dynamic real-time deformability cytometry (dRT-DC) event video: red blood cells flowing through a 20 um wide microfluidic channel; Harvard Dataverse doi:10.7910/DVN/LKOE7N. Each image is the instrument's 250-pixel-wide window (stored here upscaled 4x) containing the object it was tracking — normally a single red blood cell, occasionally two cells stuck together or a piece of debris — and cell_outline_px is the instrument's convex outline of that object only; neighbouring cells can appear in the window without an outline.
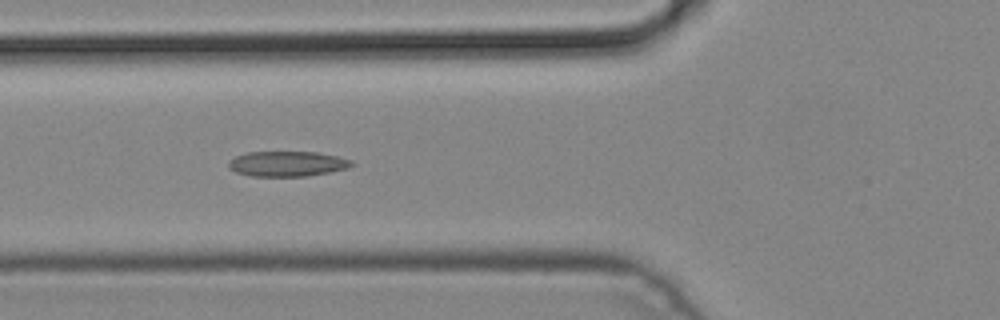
{"species": "common noctule bat (a hibernating species)", "species_latin": "Nyctalus noctula", "temperature_condition": "cold", "stored_images_in_passage": 6, "camera_frame_rate_fps": 3000, "um_per_image_px": 0.085, "animal": {"sex": "male", "body_mass_g": 19.2, "forearm_length_mm": 51.8}, "frame": {"image": 1, "passage_image": 4, "time_ms": 1.0, "image_size_px": [1000, 320], "cell_outline_px": [[356, 164], [348, 168], [308, 176], [252, 176], [236, 172], [228, 168], [228, 160], [236, 156], [248, 152], [316, 152], [336, 156], [352, 160]], "centroid_in_image_um": [24.41, 13.92], "position_along_channel_um": 101.4, "area_um2": 18.09}}
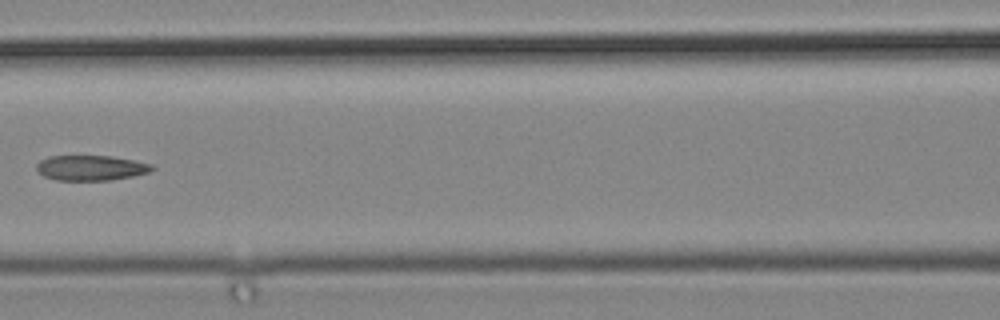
{"frame": {"image": 2, "passage_image": 5, "time_ms": 1.333, "image_size_px": [1000, 320], "cell_outline_px": [[156, 168], [148, 172], [132, 176], [108, 180], [56, 180], [44, 176], [36, 168], [36, 164], [40, 160], [48, 156], [112, 156], [152, 164]], "centroid_in_image_um": [7.71, 14.26], "position_along_channel_um": 158.9, "area_um2": 16.82}}
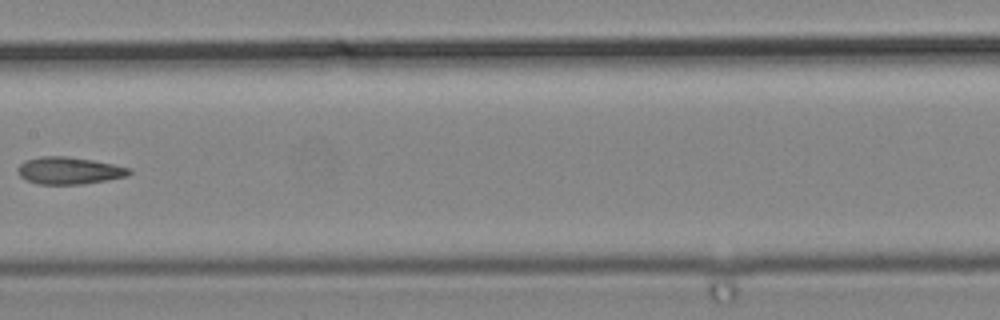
{"frame": {"image": 3, "passage_image": 6, "time_ms": 1.667, "image_size_px": [1000, 320], "cell_outline_px": [[132, 172], [124, 176], [84, 184], [36, 184], [20, 176], [16, 172], [16, 168], [24, 160], [40, 156], [68, 156], [92, 160], [132, 168]], "centroid_in_image_um": [5.82, 14.49], "position_along_channel_um": 201.6, "area_um2": 17.63}}